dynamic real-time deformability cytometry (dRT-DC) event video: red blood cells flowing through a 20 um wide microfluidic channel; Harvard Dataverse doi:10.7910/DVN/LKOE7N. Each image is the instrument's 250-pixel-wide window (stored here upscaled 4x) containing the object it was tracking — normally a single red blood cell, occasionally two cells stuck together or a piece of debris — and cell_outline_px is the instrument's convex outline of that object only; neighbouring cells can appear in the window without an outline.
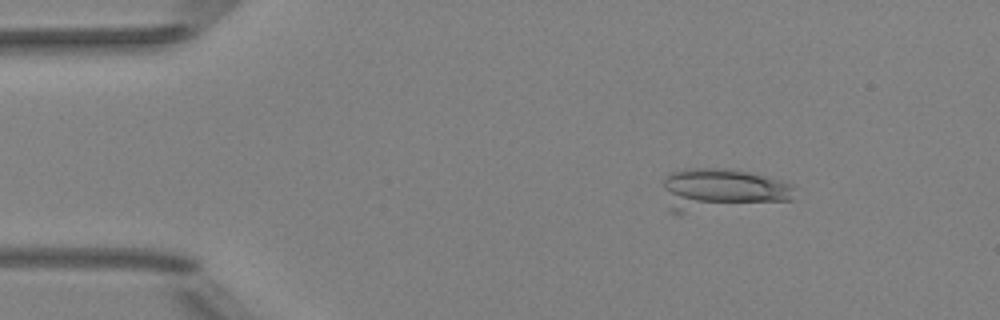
{"species": "Egyptian fruit bat (a non-hibernating species)", "species_latin": "Rousettus aegyptiacus", "temperature_condition": "room temperature", "stored_images_in_passage": 36, "camera_frame_rate_fps": 3000, "um_per_image_px": 0.085, "animal": {"sex": "female"}, "frame": {"image": 1, "passage_image": 1, "time_ms": 0.0, "image_size_px": [1000, 320], "cell_outline_px": [[792, 200], [680, 216], [672, 212], [668, 208], [664, 188], [664, 176], [672, 172], [684, 168], [728, 168], [768, 176], [792, 184]], "centroid_in_image_um": [61.28, 16.16], "position_along_channel_um": 23.7, "area_um2": 33.35}}
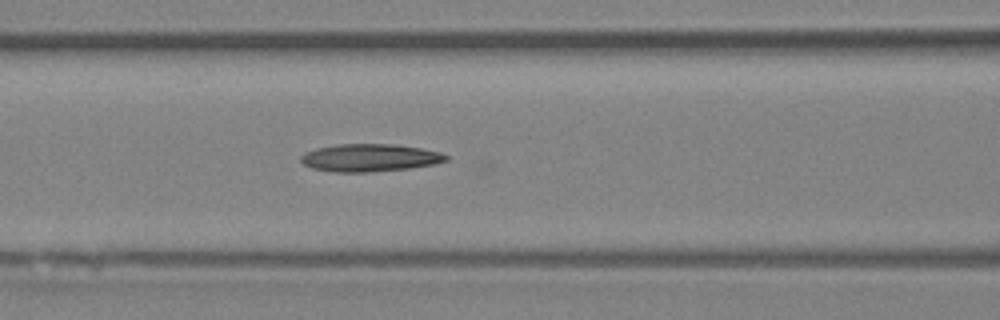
{"frame": {"image": 2, "passage_image": 15, "time_ms": 4.667, "image_size_px": [1000, 320], "cell_outline_px": [[448, 160], [436, 164], [408, 168], [368, 172], [336, 172], [312, 168], [304, 164], [300, 160], [300, 156], [304, 152], [316, 148], [340, 144], [392, 144], [420, 148], [440, 152], [448, 156]], "centroid_in_image_um": [31.42, 13.41], "position_along_channel_um": 135.2, "area_um2": 23.29}}
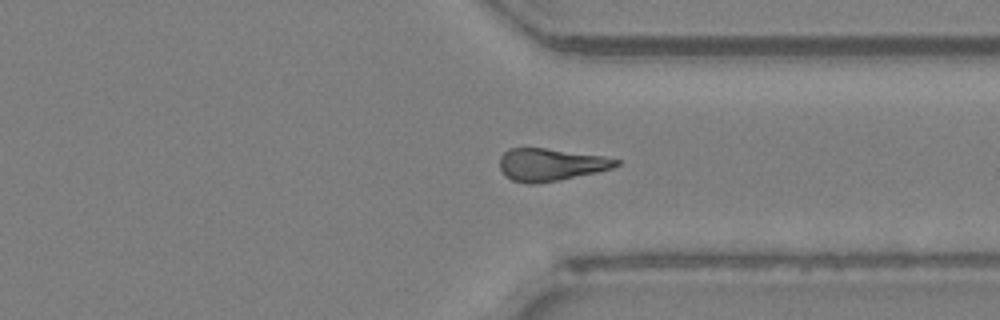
{"frame": {"image": 3, "passage_image": 32, "time_ms": 10.333, "image_size_px": [1000, 320], "cell_outline_px": [[620, 164], [612, 168], [596, 172], [560, 180], [536, 184], [528, 184], [512, 180], [504, 176], [500, 168], [500, 156], [508, 148], [544, 148], [604, 156], [620, 160]], "centroid_in_image_um": [46.78, 14.0], "position_along_channel_um": 364.6, "area_um2": 22.08}, "authors_computed_cell_mechanics": {"area_um2": 22.7443, "velocity_mm_per_s": 4.0517, "shape_relaxation_time_tau1_ms": 4.8977, "shape_relaxation_time_tau2_ms": null, "deformation_change_tau1": 0.1555, "deformation_change_tau2": null}}